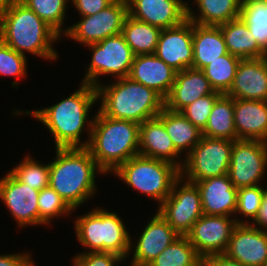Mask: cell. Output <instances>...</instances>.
Wrapping results in <instances>:
<instances>
[{
  "mask_svg": "<svg viewBox=\"0 0 267 266\" xmlns=\"http://www.w3.org/2000/svg\"><path fill=\"white\" fill-rule=\"evenodd\" d=\"M128 186L157 200L159 205L170 195L180 169L170 162L136 155L115 171Z\"/></svg>",
  "mask_w": 267,
  "mask_h": 266,
  "instance_id": "52a82bcc",
  "label": "cell"
},
{
  "mask_svg": "<svg viewBox=\"0 0 267 266\" xmlns=\"http://www.w3.org/2000/svg\"><path fill=\"white\" fill-rule=\"evenodd\" d=\"M264 188L260 185L238 189L236 213L255 219L260 209Z\"/></svg>",
  "mask_w": 267,
  "mask_h": 266,
  "instance_id": "74e56055",
  "label": "cell"
},
{
  "mask_svg": "<svg viewBox=\"0 0 267 266\" xmlns=\"http://www.w3.org/2000/svg\"><path fill=\"white\" fill-rule=\"evenodd\" d=\"M147 266H203L187 236H179Z\"/></svg>",
  "mask_w": 267,
  "mask_h": 266,
  "instance_id": "4dcf8cb0",
  "label": "cell"
},
{
  "mask_svg": "<svg viewBox=\"0 0 267 266\" xmlns=\"http://www.w3.org/2000/svg\"><path fill=\"white\" fill-rule=\"evenodd\" d=\"M74 266H115L125 259L109 252H84L73 257Z\"/></svg>",
  "mask_w": 267,
  "mask_h": 266,
  "instance_id": "ab89813d",
  "label": "cell"
},
{
  "mask_svg": "<svg viewBox=\"0 0 267 266\" xmlns=\"http://www.w3.org/2000/svg\"><path fill=\"white\" fill-rule=\"evenodd\" d=\"M200 191L203 215L231 216L237 209L238 189L228 174L195 183Z\"/></svg>",
  "mask_w": 267,
  "mask_h": 266,
  "instance_id": "ffe728a7",
  "label": "cell"
},
{
  "mask_svg": "<svg viewBox=\"0 0 267 266\" xmlns=\"http://www.w3.org/2000/svg\"><path fill=\"white\" fill-rule=\"evenodd\" d=\"M10 172L22 183L31 186L40 191L49 186L50 170L49 164H40L34 161L30 156L24 157V160Z\"/></svg>",
  "mask_w": 267,
  "mask_h": 266,
  "instance_id": "e575fe53",
  "label": "cell"
},
{
  "mask_svg": "<svg viewBox=\"0 0 267 266\" xmlns=\"http://www.w3.org/2000/svg\"><path fill=\"white\" fill-rule=\"evenodd\" d=\"M60 37L20 0L2 12L0 40L17 53L25 55L30 52L47 60H55L58 55L52 43Z\"/></svg>",
  "mask_w": 267,
  "mask_h": 266,
  "instance_id": "277c9868",
  "label": "cell"
},
{
  "mask_svg": "<svg viewBox=\"0 0 267 266\" xmlns=\"http://www.w3.org/2000/svg\"><path fill=\"white\" fill-rule=\"evenodd\" d=\"M26 55L17 53L0 40V74L6 76H26Z\"/></svg>",
  "mask_w": 267,
  "mask_h": 266,
  "instance_id": "f35d334b",
  "label": "cell"
},
{
  "mask_svg": "<svg viewBox=\"0 0 267 266\" xmlns=\"http://www.w3.org/2000/svg\"><path fill=\"white\" fill-rule=\"evenodd\" d=\"M214 91L202 70L186 68L176 73L175 82L165 98V108L181 112L195 100Z\"/></svg>",
  "mask_w": 267,
  "mask_h": 266,
  "instance_id": "44dd1931",
  "label": "cell"
},
{
  "mask_svg": "<svg viewBox=\"0 0 267 266\" xmlns=\"http://www.w3.org/2000/svg\"><path fill=\"white\" fill-rule=\"evenodd\" d=\"M75 231L87 252H109L127 258L132 241L125 225L116 213L92 209L75 221Z\"/></svg>",
  "mask_w": 267,
  "mask_h": 266,
  "instance_id": "8992f818",
  "label": "cell"
},
{
  "mask_svg": "<svg viewBox=\"0 0 267 266\" xmlns=\"http://www.w3.org/2000/svg\"><path fill=\"white\" fill-rule=\"evenodd\" d=\"M87 47L93 55L82 83L97 87L100 75L115 74L117 79L129 76L135 55L122 34L107 37Z\"/></svg>",
  "mask_w": 267,
  "mask_h": 266,
  "instance_id": "9c48e42d",
  "label": "cell"
},
{
  "mask_svg": "<svg viewBox=\"0 0 267 266\" xmlns=\"http://www.w3.org/2000/svg\"><path fill=\"white\" fill-rule=\"evenodd\" d=\"M192 68L202 70L209 63L228 53L219 26H205L193 23Z\"/></svg>",
  "mask_w": 267,
  "mask_h": 266,
  "instance_id": "d4e9b609",
  "label": "cell"
},
{
  "mask_svg": "<svg viewBox=\"0 0 267 266\" xmlns=\"http://www.w3.org/2000/svg\"><path fill=\"white\" fill-rule=\"evenodd\" d=\"M179 236L157 211L135 245L131 266H147Z\"/></svg>",
  "mask_w": 267,
  "mask_h": 266,
  "instance_id": "d6986e66",
  "label": "cell"
},
{
  "mask_svg": "<svg viewBox=\"0 0 267 266\" xmlns=\"http://www.w3.org/2000/svg\"><path fill=\"white\" fill-rule=\"evenodd\" d=\"M139 125L109 118L99 110L88 122L87 148L104 174L114 172L121 164L139 154Z\"/></svg>",
  "mask_w": 267,
  "mask_h": 266,
  "instance_id": "7a4b0ae2",
  "label": "cell"
},
{
  "mask_svg": "<svg viewBox=\"0 0 267 266\" xmlns=\"http://www.w3.org/2000/svg\"><path fill=\"white\" fill-rule=\"evenodd\" d=\"M1 15H2V12L0 11V35H1Z\"/></svg>",
  "mask_w": 267,
  "mask_h": 266,
  "instance_id": "bcb514c9",
  "label": "cell"
},
{
  "mask_svg": "<svg viewBox=\"0 0 267 266\" xmlns=\"http://www.w3.org/2000/svg\"><path fill=\"white\" fill-rule=\"evenodd\" d=\"M220 92L214 91L195 100L192 104L185 107L181 113L199 130L203 131L207 125L209 115L213 109L215 101L221 96Z\"/></svg>",
  "mask_w": 267,
  "mask_h": 266,
  "instance_id": "8d00e7d4",
  "label": "cell"
},
{
  "mask_svg": "<svg viewBox=\"0 0 267 266\" xmlns=\"http://www.w3.org/2000/svg\"><path fill=\"white\" fill-rule=\"evenodd\" d=\"M227 51L240 59L266 57L245 22L239 17L219 26Z\"/></svg>",
  "mask_w": 267,
  "mask_h": 266,
  "instance_id": "484cf974",
  "label": "cell"
},
{
  "mask_svg": "<svg viewBox=\"0 0 267 266\" xmlns=\"http://www.w3.org/2000/svg\"><path fill=\"white\" fill-rule=\"evenodd\" d=\"M237 140L267 142V101L234 99Z\"/></svg>",
  "mask_w": 267,
  "mask_h": 266,
  "instance_id": "cb8c5ba5",
  "label": "cell"
},
{
  "mask_svg": "<svg viewBox=\"0 0 267 266\" xmlns=\"http://www.w3.org/2000/svg\"><path fill=\"white\" fill-rule=\"evenodd\" d=\"M249 222L230 216L202 215L186 235L202 259L224 254L234 227Z\"/></svg>",
  "mask_w": 267,
  "mask_h": 266,
  "instance_id": "4fadbf2b",
  "label": "cell"
},
{
  "mask_svg": "<svg viewBox=\"0 0 267 266\" xmlns=\"http://www.w3.org/2000/svg\"><path fill=\"white\" fill-rule=\"evenodd\" d=\"M21 254L0 255V266H34L30 254Z\"/></svg>",
  "mask_w": 267,
  "mask_h": 266,
  "instance_id": "b9f144b4",
  "label": "cell"
},
{
  "mask_svg": "<svg viewBox=\"0 0 267 266\" xmlns=\"http://www.w3.org/2000/svg\"><path fill=\"white\" fill-rule=\"evenodd\" d=\"M162 29L139 21L130 15L125 18L122 35L135 56L154 54Z\"/></svg>",
  "mask_w": 267,
  "mask_h": 266,
  "instance_id": "f546056e",
  "label": "cell"
},
{
  "mask_svg": "<svg viewBox=\"0 0 267 266\" xmlns=\"http://www.w3.org/2000/svg\"><path fill=\"white\" fill-rule=\"evenodd\" d=\"M193 22L189 19L172 28L162 29L154 54L176 72L192 68Z\"/></svg>",
  "mask_w": 267,
  "mask_h": 266,
  "instance_id": "9a60e30c",
  "label": "cell"
},
{
  "mask_svg": "<svg viewBox=\"0 0 267 266\" xmlns=\"http://www.w3.org/2000/svg\"><path fill=\"white\" fill-rule=\"evenodd\" d=\"M39 225L50 224L54 217L68 215L74 211L50 186L40 190L38 195Z\"/></svg>",
  "mask_w": 267,
  "mask_h": 266,
  "instance_id": "d590c367",
  "label": "cell"
},
{
  "mask_svg": "<svg viewBox=\"0 0 267 266\" xmlns=\"http://www.w3.org/2000/svg\"><path fill=\"white\" fill-rule=\"evenodd\" d=\"M128 15L160 29L172 28L187 20L184 0H126Z\"/></svg>",
  "mask_w": 267,
  "mask_h": 266,
  "instance_id": "e0dca14e",
  "label": "cell"
},
{
  "mask_svg": "<svg viewBox=\"0 0 267 266\" xmlns=\"http://www.w3.org/2000/svg\"><path fill=\"white\" fill-rule=\"evenodd\" d=\"M81 16H90L111 5L115 0H71Z\"/></svg>",
  "mask_w": 267,
  "mask_h": 266,
  "instance_id": "60d3db41",
  "label": "cell"
},
{
  "mask_svg": "<svg viewBox=\"0 0 267 266\" xmlns=\"http://www.w3.org/2000/svg\"><path fill=\"white\" fill-rule=\"evenodd\" d=\"M182 181L180 176L174 182L170 195L158 206V212L180 236H186L203 211L197 185L185 181L180 187Z\"/></svg>",
  "mask_w": 267,
  "mask_h": 266,
  "instance_id": "30bf717a",
  "label": "cell"
},
{
  "mask_svg": "<svg viewBox=\"0 0 267 266\" xmlns=\"http://www.w3.org/2000/svg\"><path fill=\"white\" fill-rule=\"evenodd\" d=\"M241 59L229 52L209 63L202 69L211 87L221 94H226L234 81Z\"/></svg>",
  "mask_w": 267,
  "mask_h": 266,
  "instance_id": "d6a6232c",
  "label": "cell"
},
{
  "mask_svg": "<svg viewBox=\"0 0 267 266\" xmlns=\"http://www.w3.org/2000/svg\"><path fill=\"white\" fill-rule=\"evenodd\" d=\"M203 266H245L238 261L226 257L224 254L213 255L203 259Z\"/></svg>",
  "mask_w": 267,
  "mask_h": 266,
  "instance_id": "7bdbcfd3",
  "label": "cell"
},
{
  "mask_svg": "<svg viewBox=\"0 0 267 266\" xmlns=\"http://www.w3.org/2000/svg\"><path fill=\"white\" fill-rule=\"evenodd\" d=\"M49 170V186L73 210L95 194V173H104L87 147L56 148Z\"/></svg>",
  "mask_w": 267,
  "mask_h": 266,
  "instance_id": "6da1fadb",
  "label": "cell"
},
{
  "mask_svg": "<svg viewBox=\"0 0 267 266\" xmlns=\"http://www.w3.org/2000/svg\"><path fill=\"white\" fill-rule=\"evenodd\" d=\"M127 15V1L115 0L96 14L81 16L82 20L66 28L64 34L85 45L98 43L107 37L121 34Z\"/></svg>",
  "mask_w": 267,
  "mask_h": 266,
  "instance_id": "7c38bea8",
  "label": "cell"
},
{
  "mask_svg": "<svg viewBox=\"0 0 267 266\" xmlns=\"http://www.w3.org/2000/svg\"><path fill=\"white\" fill-rule=\"evenodd\" d=\"M39 192L20 182L11 172L0 179V199L20 227L39 225Z\"/></svg>",
  "mask_w": 267,
  "mask_h": 266,
  "instance_id": "5bb4252c",
  "label": "cell"
},
{
  "mask_svg": "<svg viewBox=\"0 0 267 266\" xmlns=\"http://www.w3.org/2000/svg\"><path fill=\"white\" fill-rule=\"evenodd\" d=\"M239 17L267 54V0H242Z\"/></svg>",
  "mask_w": 267,
  "mask_h": 266,
  "instance_id": "1f68e13d",
  "label": "cell"
},
{
  "mask_svg": "<svg viewBox=\"0 0 267 266\" xmlns=\"http://www.w3.org/2000/svg\"><path fill=\"white\" fill-rule=\"evenodd\" d=\"M139 155L170 162L179 169L184 162L176 159H179L180 153L158 117L145 120L139 125Z\"/></svg>",
  "mask_w": 267,
  "mask_h": 266,
  "instance_id": "603a6c76",
  "label": "cell"
},
{
  "mask_svg": "<svg viewBox=\"0 0 267 266\" xmlns=\"http://www.w3.org/2000/svg\"><path fill=\"white\" fill-rule=\"evenodd\" d=\"M267 167V142L236 140L233 142L228 177L237 189L260 185Z\"/></svg>",
  "mask_w": 267,
  "mask_h": 266,
  "instance_id": "8fae6325",
  "label": "cell"
},
{
  "mask_svg": "<svg viewBox=\"0 0 267 266\" xmlns=\"http://www.w3.org/2000/svg\"><path fill=\"white\" fill-rule=\"evenodd\" d=\"M164 124L167 134L172 140L175 149L181 154H187L200 141L202 131L194 126L181 112L171 111L164 107L157 116ZM188 148V149H187Z\"/></svg>",
  "mask_w": 267,
  "mask_h": 266,
  "instance_id": "83f0119b",
  "label": "cell"
},
{
  "mask_svg": "<svg viewBox=\"0 0 267 266\" xmlns=\"http://www.w3.org/2000/svg\"><path fill=\"white\" fill-rule=\"evenodd\" d=\"M96 89L97 99L102 100L99 111L109 118L141 124L157 117L165 107L159 93L128 76L107 86L99 84Z\"/></svg>",
  "mask_w": 267,
  "mask_h": 266,
  "instance_id": "5b68a950",
  "label": "cell"
},
{
  "mask_svg": "<svg viewBox=\"0 0 267 266\" xmlns=\"http://www.w3.org/2000/svg\"><path fill=\"white\" fill-rule=\"evenodd\" d=\"M176 73L155 54H146L134 57L128 77L154 89L165 99L175 82Z\"/></svg>",
  "mask_w": 267,
  "mask_h": 266,
  "instance_id": "7402d4cb",
  "label": "cell"
},
{
  "mask_svg": "<svg viewBox=\"0 0 267 266\" xmlns=\"http://www.w3.org/2000/svg\"><path fill=\"white\" fill-rule=\"evenodd\" d=\"M60 36L68 0H20Z\"/></svg>",
  "mask_w": 267,
  "mask_h": 266,
  "instance_id": "836d02e7",
  "label": "cell"
},
{
  "mask_svg": "<svg viewBox=\"0 0 267 266\" xmlns=\"http://www.w3.org/2000/svg\"><path fill=\"white\" fill-rule=\"evenodd\" d=\"M255 222V223H254ZM251 226L258 225L259 227L262 226V230L267 231V188L264 190V195L262 198V202L260 205V209L258 211L257 216L252 221V223H249Z\"/></svg>",
  "mask_w": 267,
  "mask_h": 266,
  "instance_id": "ee69618b",
  "label": "cell"
},
{
  "mask_svg": "<svg viewBox=\"0 0 267 266\" xmlns=\"http://www.w3.org/2000/svg\"><path fill=\"white\" fill-rule=\"evenodd\" d=\"M202 136L220 138L230 141L237 140L234 124V99L222 94L213 106Z\"/></svg>",
  "mask_w": 267,
  "mask_h": 266,
  "instance_id": "f1b7e54d",
  "label": "cell"
},
{
  "mask_svg": "<svg viewBox=\"0 0 267 266\" xmlns=\"http://www.w3.org/2000/svg\"><path fill=\"white\" fill-rule=\"evenodd\" d=\"M96 101V87L81 82L79 89L68 98L47 108L27 110L25 114L32 115L49 129L56 148L87 147L89 140L81 142L80 137L88 122L90 108Z\"/></svg>",
  "mask_w": 267,
  "mask_h": 266,
  "instance_id": "3957f363",
  "label": "cell"
},
{
  "mask_svg": "<svg viewBox=\"0 0 267 266\" xmlns=\"http://www.w3.org/2000/svg\"><path fill=\"white\" fill-rule=\"evenodd\" d=\"M224 255L245 266H266L267 231L250 224H237Z\"/></svg>",
  "mask_w": 267,
  "mask_h": 266,
  "instance_id": "2e32d148",
  "label": "cell"
},
{
  "mask_svg": "<svg viewBox=\"0 0 267 266\" xmlns=\"http://www.w3.org/2000/svg\"><path fill=\"white\" fill-rule=\"evenodd\" d=\"M233 142L202 136L184 158L180 169L182 179L187 178V181L196 183L207 178L228 174Z\"/></svg>",
  "mask_w": 267,
  "mask_h": 266,
  "instance_id": "ba28073f",
  "label": "cell"
},
{
  "mask_svg": "<svg viewBox=\"0 0 267 266\" xmlns=\"http://www.w3.org/2000/svg\"><path fill=\"white\" fill-rule=\"evenodd\" d=\"M226 95L233 99L267 101V56L241 59Z\"/></svg>",
  "mask_w": 267,
  "mask_h": 266,
  "instance_id": "ac0fdd59",
  "label": "cell"
},
{
  "mask_svg": "<svg viewBox=\"0 0 267 266\" xmlns=\"http://www.w3.org/2000/svg\"><path fill=\"white\" fill-rule=\"evenodd\" d=\"M16 1H18V0H0V11L5 12Z\"/></svg>",
  "mask_w": 267,
  "mask_h": 266,
  "instance_id": "f6af8a7d",
  "label": "cell"
},
{
  "mask_svg": "<svg viewBox=\"0 0 267 266\" xmlns=\"http://www.w3.org/2000/svg\"><path fill=\"white\" fill-rule=\"evenodd\" d=\"M200 15L187 6V19L195 24L220 26L239 18L242 0H195Z\"/></svg>",
  "mask_w": 267,
  "mask_h": 266,
  "instance_id": "4316f807",
  "label": "cell"
}]
</instances>
